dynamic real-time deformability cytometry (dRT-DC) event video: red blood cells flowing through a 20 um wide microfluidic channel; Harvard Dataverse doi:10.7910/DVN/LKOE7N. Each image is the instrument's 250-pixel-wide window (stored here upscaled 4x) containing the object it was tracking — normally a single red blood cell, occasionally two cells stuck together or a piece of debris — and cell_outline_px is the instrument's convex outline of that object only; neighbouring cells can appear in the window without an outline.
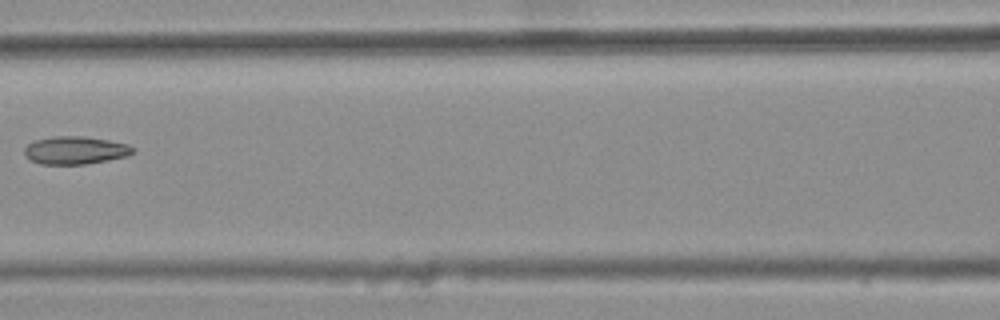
{"species": "common noctule bat (a hibernating species)", "species_latin": "Nyctalus noctula", "temperature_condition": "warm", "stored_images_in_passage": 7, "camera_frame_rate_fps": 3000, "um_per_image_px": 0.085, "animal": {"sex": "female", "body_mass_g": 25.1}, "frame": {"image": 1, "passage_image": 7, "time_ms": 2.0, "image_size_px": [1000, 320], "cell_outline_px": [[132, 152], [128, 156], [108, 160], [84, 164], [40, 164], [24, 156], [24, 148], [28, 144], [36, 140], [52, 136], [84, 136], [108, 140], [128, 144], [132, 148]], "centroid_in_image_um": [6.37, 12.77], "position_along_channel_um": 160.2, "area_um2": 17.51}}